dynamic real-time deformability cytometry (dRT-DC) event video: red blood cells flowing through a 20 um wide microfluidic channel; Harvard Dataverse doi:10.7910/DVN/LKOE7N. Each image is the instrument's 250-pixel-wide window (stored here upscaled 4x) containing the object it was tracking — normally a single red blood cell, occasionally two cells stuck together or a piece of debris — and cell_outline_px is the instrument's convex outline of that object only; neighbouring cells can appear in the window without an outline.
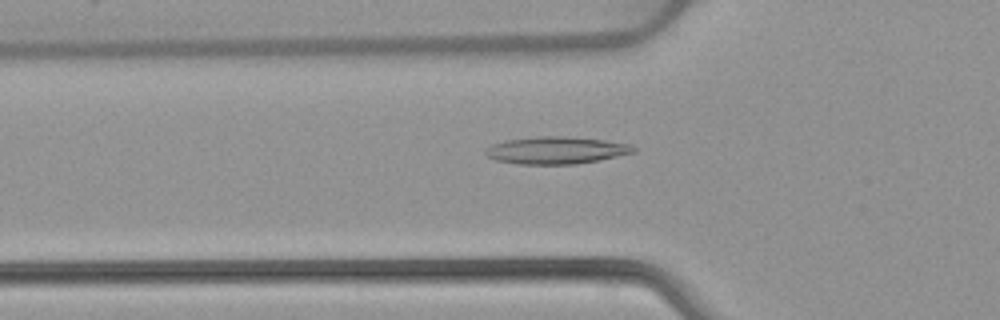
{"species": "common noctule bat (a hibernating species)", "species_latin": "Nyctalus noctula", "temperature_condition": "warm", "stored_images_in_passage": 52, "camera_frame_rate_fps": 3000, "um_per_image_px": 0.085, "animal": {"sex": "female", "body_mass_g": 22.7, "forearm_length_mm": 54.2}, "frame": {"image": 1, "passage_image": 18, "time_ms": 5.667, "image_size_px": [1000, 320], "cell_outline_px": [[636, 152], [600, 160], [576, 164], [516, 164], [496, 160], [488, 156], [484, 152], [492, 144], [504, 140], [536, 136], [564, 136], [604, 140], [632, 144], [636, 148]], "centroid_in_image_um": [47.3, 12.77], "position_along_channel_um": 78.5, "area_um2": 23.64}}
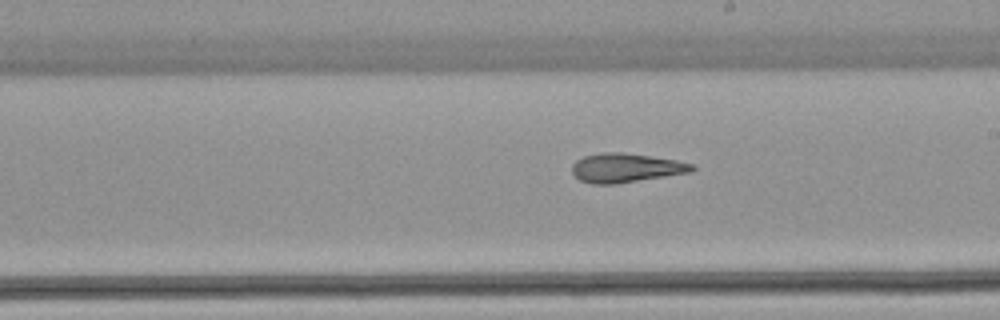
{"frame": {"image": 2, "passage_image": 30, "time_ms": 9.667, "image_size_px": [1000, 320], "cell_outline_px": [[696, 168], [692, 172], [616, 184], [592, 184], [580, 180], [572, 172], [572, 164], [576, 160], [584, 156], [604, 152], [624, 152], [676, 160], [692, 164]], "centroid_in_image_um": [53.19, 14.27], "position_along_channel_um": 235.8, "area_um2": 20.35}}
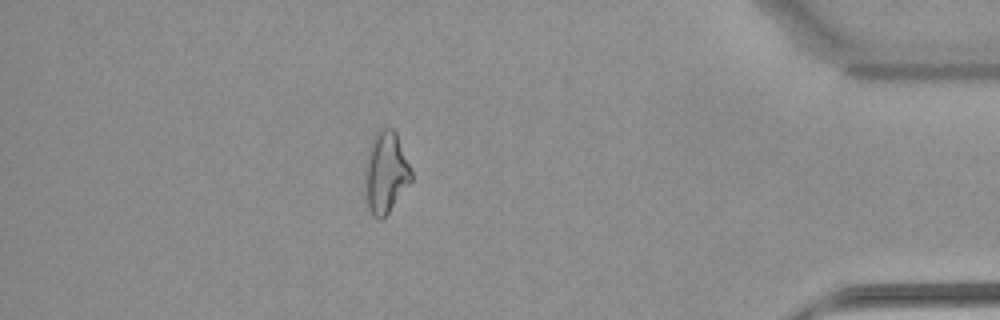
{"frame": {"image": 3, "passage_image": 46, "time_ms": 15.0, "image_size_px": [1000, 320], "cell_outline_px": [[412, 180], [384, 220], [376, 220], [372, 216], [368, 208], [364, 184], [364, 168], [368, 148], [376, 132], [380, 128], [392, 128], [396, 132], [412, 172]], "centroid_in_image_um": [32.76, 14.71], "position_along_channel_um": 402.4, "area_um2": 22.43}, "authors_computed_cell_mechanics": {"area_um2": 21.8773, "velocity_mm_per_s": 3.9174, "shape_relaxation_time_tau1_ms": null, "shape_relaxation_time_tau2_ms": 3.1127, "deformation_change_tau1": null, "deformation_change_tau2": 0.1312}}